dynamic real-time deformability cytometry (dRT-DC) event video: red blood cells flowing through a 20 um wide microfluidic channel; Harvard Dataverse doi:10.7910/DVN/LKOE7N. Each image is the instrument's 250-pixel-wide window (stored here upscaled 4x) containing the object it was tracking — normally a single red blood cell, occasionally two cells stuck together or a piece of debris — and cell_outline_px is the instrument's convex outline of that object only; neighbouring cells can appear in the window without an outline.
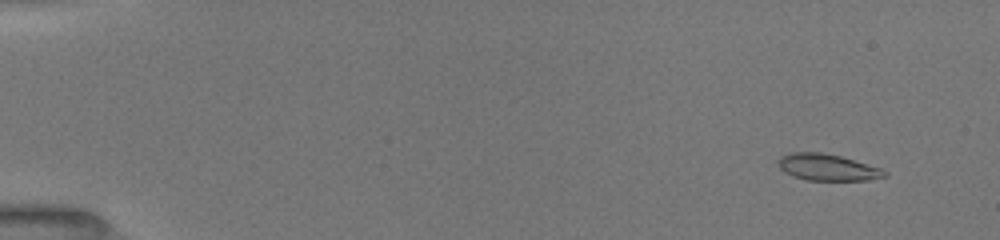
{"species": "common noctule bat (a hibernating species)", "species_latin": "Nyctalus noctula", "temperature_condition": "room temperature", "stored_images_in_passage": 59, "camera_frame_rate_fps": 3000, "um_per_image_px": 0.085, "animal": {"sex": "female", "body_mass_g": 19.5, "forearm_length_mm": 54.1}, "frame": {"image": 1, "passage_image": 6, "time_ms": 1.333, "image_size_px": [1000, 240], "cell_outline_px": [[888, 176], [868, 180], [808, 180], [792, 176], [784, 172], [780, 168], [776, 160], [780, 156], [788, 152], [820, 152], [840, 156], [880, 168], [888, 172]], "centroid_in_image_um": [70.29, 14.22], "position_along_channel_um": 14.7, "area_um2": 16.53}}
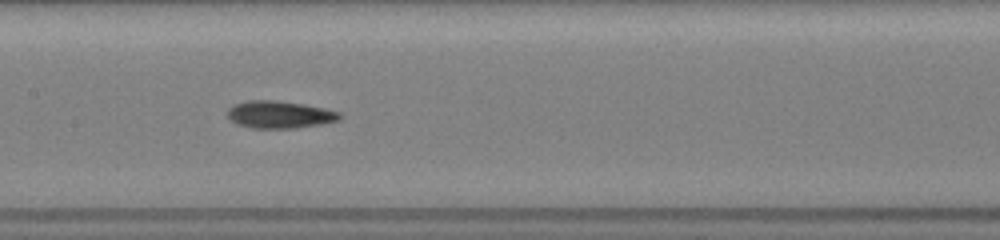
{"frame": {"image": 2, "passage_image": 35, "time_ms": 9.0, "image_size_px": [1000, 240], "cell_outline_px": [[344, 116], [340, 120], [320, 124], [296, 128], [252, 128], [236, 124], [228, 120], [228, 108], [232, 104], [248, 100], [276, 100], [304, 104], [324, 108], [340, 112]], "centroid_in_image_um": [23.75, 9.73], "position_along_channel_um": 183.6, "area_um2": 18.15}}
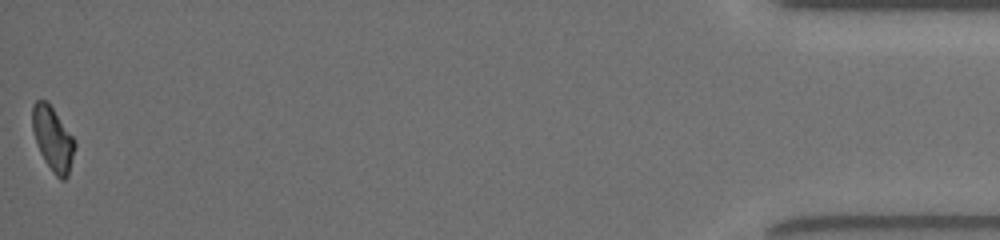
{"frame": {"image": 3, "passage_image": 59, "time_ms": 17.333, "image_size_px": [1000, 240], "cell_outline_px": [[76, 144], [68, 176], [64, 180], [60, 180], [52, 172], [44, 160], [40, 152], [32, 128], [32, 104], [36, 100], [48, 100], [76, 140]], "centroid_in_image_um": [4.5, 11.78], "position_along_channel_um": 430.7, "area_um2": 16.07}, "authors_computed_cell_mechanics": {"area_um2": 16.9932, "velocity_mm_per_s": 4.0015, "shape_relaxation_time_tau1_ms": 5.783, "shape_relaxation_time_tau2_ms": 5.1824, "deformation_change_tau1": 0.1488, "deformation_change_tau2": 0.1074}}